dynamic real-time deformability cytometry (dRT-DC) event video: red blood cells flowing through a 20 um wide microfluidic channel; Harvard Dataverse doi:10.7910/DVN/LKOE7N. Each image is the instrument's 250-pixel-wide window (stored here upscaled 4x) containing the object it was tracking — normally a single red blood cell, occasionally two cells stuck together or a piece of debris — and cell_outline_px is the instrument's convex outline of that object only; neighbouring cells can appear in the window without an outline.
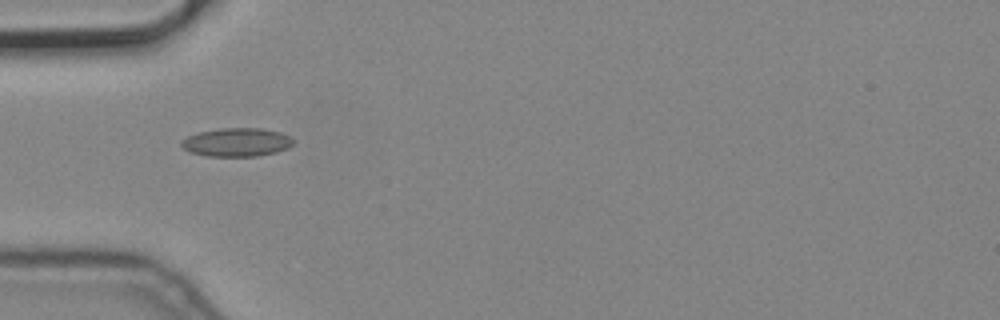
{"species": "common noctule bat (a hibernating species)", "species_latin": "Nyctalus noctula", "temperature_condition": "cold", "stored_images_in_passage": 6, "camera_frame_rate_fps": 3000, "um_per_image_px": 0.085, "animal": {"sex": "male", "body_mass_g": 19.2, "forearm_length_mm": 51.8}, "frame": {"image": 1, "passage_image": 5, "time_ms": 1.333, "image_size_px": [1000, 320], "cell_outline_px": [[296, 140], [288, 148], [276, 152], [260, 156], [208, 156], [192, 152], [184, 148], [180, 144], [180, 140], [188, 136], [200, 132], [220, 128], [260, 128], [280, 132], [292, 136]], "centroid_in_image_um": [20.17, 12.08], "position_along_channel_um": 64.8, "area_um2": 18.67}}
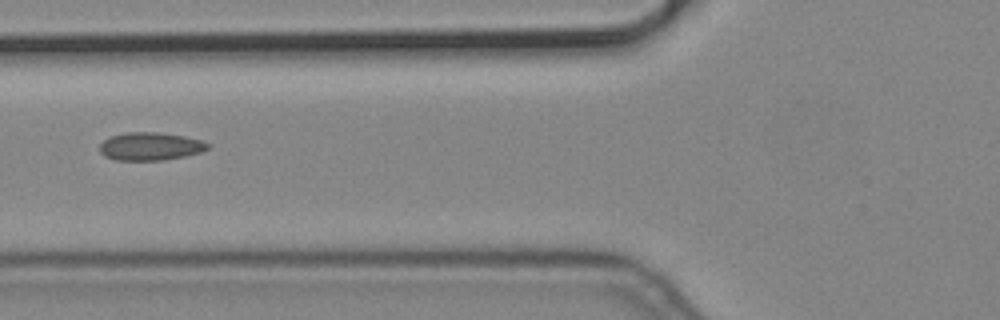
{"frame": {"image": 2, "passage_image": 6, "time_ms": 1.667, "image_size_px": [1000, 320], "cell_outline_px": [[208, 148], [200, 152], [184, 156], [164, 160], [116, 160], [104, 156], [100, 152], [100, 144], [104, 140], [112, 136], [128, 132], [160, 132], [184, 136], [200, 140], [208, 144]], "centroid_in_image_um": [12.75, 12.44], "position_along_channel_um": 113.0, "area_um2": 17.46}}